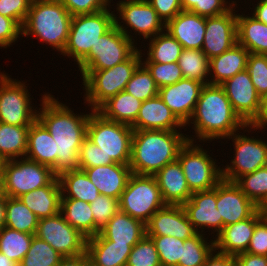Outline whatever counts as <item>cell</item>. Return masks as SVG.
Returning <instances> with one entry per match:
<instances>
[{
  "label": "cell",
  "instance_id": "25",
  "mask_svg": "<svg viewBox=\"0 0 267 266\" xmlns=\"http://www.w3.org/2000/svg\"><path fill=\"white\" fill-rule=\"evenodd\" d=\"M83 170L90 181L96 186L101 195L120 199L132 174L129 165L114 163Z\"/></svg>",
  "mask_w": 267,
  "mask_h": 266
},
{
  "label": "cell",
  "instance_id": "56",
  "mask_svg": "<svg viewBox=\"0 0 267 266\" xmlns=\"http://www.w3.org/2000/svg\"><path fill=\"white\" fill-rule=\"evenodd\" d=\"M166 24L182 11L181 0H147Z\"/></svg>",
  "mask_w": 267,
  "mask_h": 266
},
{
  "label": "cell",
  "instance_id": "24",
  "mask_svg": "<svg viewBox=\"0 0 267 266\" xmlns=\"http://www.w3.org/2000/svg\"><path fill=\"white\" fill-rule=\"evenodd\" d=\"M206 29V17L182 10L165 24V31L174 37L183 49L201 50Z\"/></svg>",
  "mask_w": 267,
  "mask_h": 266
},
{
  "label": "cell",
  "instance_id": "43",
  "mask_svg": "<svg viewBox=\"0 0 267 266\" xmlns=\"http://www.w3.org/2000/svg\"><path fill=\"white\" fill-rule=\"evenodd\" d=\"M234 183L258 206L267 196V166L239 177Z\"/></svg>",
  "mask_w": 267,
  "mask_h": 266
},
{
  "label": "cell",
  "instance_id": "35",
  "mask_svg": "<svg viewBox=\"0 0 267 266\" xmlns=\"http://www.w3.org/2000/svg\"><path fill=\"white\" fill-rule=\"evenodd\" d=\"M60 213L66 222L85 237L94 236V217L88 202L74 198H61Z\"/></svg>",
  "mask_w": 267,
  "mask_h": 266
},
{
  "label": "cell",
  "instance_id": "51",
  "mask_svg": "<svg viewBox=\"0 0 267 266\" xmlns=\"http://www.w3.org/2000/svg\"><path fill=\"white\" fill-rule=\"evenodd\" d=\"M72 15L91 14L111 7L107 0H59Z\"/></svg>",
  "mask_w": 267,
  "mask_h": 266
},
{
  "label": "cell",
  "instance_id": "31",
  "mask_svg": "<svg viewBox=\"0 0 267 266\" xmlns=\"http://www.w3.org/2000/svg\"><path fill=\"white\" fill-rule=\"evenodd\" d=\"M38 219L55 216L60 212L61 186L56 176L47 186L18 197Z\"/></svg>",
  "mask_w": 267,
  "mask_h": 266
},
{
  "label": "cell",
  "instance_id": "48",
  "mask_svg": "<svg viewBox=\"0 0 267 266\" xmlns=\"http://www.w3.org/2000/svg\"><path fill=\"white\" fill-rule=\"evenodd\" d=\"M151 73L158 88L175 84L184 78L177 62L174 63H155L141 62Z\"/></svg>",
  "mask_w": 267,
  "mask_h": 266
},
{
  "label": "cell",
  "instance_id": "17",
  "mask_svg": "<svg viewBox=\"0 0 267 266\" xmlns=\"http://www.w3.org/2000/svg\"><path fill=\"white\" fill-rule=\"evenodd\" d=\"M221 86L234 112L246 125H250L258 116L261 97L256 92L249 72L247 70L239 72Z\"/></svg>",
  "mask_w": 267,
  "mask_h": 266
},
{
  "label": "cell",
  "instance_id": "47",
  "mask_svg": "<svg viewBox=\"0 0 267 266\" xmlns=\"http://www.w3.org/2000/svg\"><path fill=\"white\" fill-rule=\"evenodd\" d=\"M89 204L94 217V236H96L119 210V200L100 194Z\"/></svg>",
  "mask_w": 267,
  "mask_h": 266
},
{
  "label": "cell",
  "instance_id": "34",
  "mask_svg": "<svg viewBox=\"0 0 267 266\" xmlns=\"http://www.w3.org/2000/svg\"><path fill=\"white\" fill-rule=\"evenodd\" d=\"M58 179L61 198H74L91 203L100 195L96 186L81 169L65 171L58 176Z\"/></svg>",
  "mask_w": 267,
  "mask_h": 266
},
{
  "label": "cell",
  "instance_id": "21",
  "mask_svg": "<svg viewBox=\"0 0 267 266\" xmlns=\"http://www.w3.org/2000/svg\"><path fill=\"white\" fill-rule=\"evenodd\" d=\"M204 84L182 78L175 84L159 88L158 95L185 125L191 118Z\"/></svg>",
  "mask_w": 267,
  "mask_h": 266
},
{
  "label": "cell",
  "instance_id": "4",
  "mask_svg": "<svg viewBox=\"0 0 267 266\" xmlns=\"http://www.w3.org/2000/svg\"><path fill=\"white\" fill-rule=\"evenodd\" d=\"M72 15L59 0H32L22 27V36L34 37L63 52L69 35Z\"/></svg>",
  "mask_w": 267,
  "mask_h": 266
},
{
  "label": "cell",
  "instance_id": "19",
  "mask_svg": "<svg viewBox=\"0 0 267 266\" xmlns=\"http://www.w3.org/2000/svg\"><path fill=\"white\" fill-rule=\"evenodd\" d=\"M146 236H173L180 240L192 238L198 232L182 205H165L145 224Z\"/></svg>",
  "mask_w": 267,
  "mask_h": 266
},
{
  "label": "cell",
  "instance_id": "44",
  "mask_svg": "<svg viewBox=\"0 0 267 266\" xmlns=\"http://www.w3.org/2000/svg\"><path fill=\"white\" fill-rule=\"evenodd\" d=\"M125 91L144 102L147 99L154 98L158 95L157 87L151 73L141 63L134 71L131 79L128 81Z\"/></svg>",
  "mask_w": 267,
  "mask_h": 266
},
{
  "label": "cell",
  "instance_id": "64",
  "mask_svg": "<svg viewBox=\"0 0 267 266\" xmlns=\"http://www.w3.org/2000/svg\"><path fill=\"white\" fill-rule=\"evenodd\" d=\"M0 266H18V264L11 261L6 255L0 252Z\"/></svg>",
  "mask_w": 267,
  "mask_h": 266
},
{
  "label": "cell",
  "instance_id": "41",
  "mask_svg": "<svg viewBox=\"0 0 267 266\" xmlns=\"http://www.w3.org/2000/svg\"><path fill=\"white\" fill-rule=\"evenodd\" d=\"M67 262L47 242L34 235L26 256L18 266H64Z\"/></svg>",
  "mask_w": 267,
  "mask_h": 266
},
{
  "label": "cell",
  "instance_id": "55",
  "mask_svg": "<svg viewBox=\"0 0 267 266\" xmlns=\"http://www.w3.org/2000/svg\"><path fill=\"white\" fill-rule=\"evenodd\" d=\"M232 1L233 0H200V6H195L191 12L204 17L218 16L229 11L234 6Z\"/></svg>",
  "mask_w": 267,
  "mask_h": 266
},
{
  "label": "cell",
  "instance_id": "7",
  "mask_svg": "<svg viewBox=\"0 0 267 266\" xmlns=\"http://www.w3.org/2000/svg\"><path fill=\"white\" fill-rule=\"evenodd\" d=\"M115 10L109 8L91 14L72 16L68 40L59 55L74 59L79 65L90 53L99 37L115 25Z\"/></svg>",
  "mask_w": 267,
  "mask_h": 266
},
{
  "label": "cell",
  "instance_id": "13",
  "mask_svg": "<svg viewBox=\"0 0 267 266\" xmlns=\"http://www.w3.org/2000/svg\"><path fill=\"white\" fill-rule=\"evenodd\" d=\"M115 8V25L134 43L136 35L146 41L165 30L164 22L147 0H119Z\"/></svg>",
  "mask_w": 267,
  "mask_h": 266
},
{
  "label": "cell",
  "instance_id": "2",
  "mask_svg": "<svg viewBox=\"0 0 267 266\" xmlns=\"http://www.w3.org/2000/svg\"><path fill=\"white\" fill-rule=\"evenodd\" d=\"M190 124H193L191 129L195 131L193 133L196 136L186 137L188 141L195 143L196 140L200 143L225 140L246 126L234 112L223 87L213 84L203 86L193 114L185 124V131Z\"/></svg>",
  "mask_w": 267,
  "mask_h": 266
},
{
  "label": "cell",
  "instance_id": "68",
  "mask_svg": "<svg viewBox=\"0 0 267 266\" xmlns=\"http://www.w3.org/2000/svg\"><path fill=\"white\" fill-rule=\"evenodd\" d=\"M3 194V183H2V175H0V195Z\"/></svg>",
  "mask_w": 267,
  "mask_h": 266
},
{
  "label": "cell",
  "instance_id": "6",
  "mask_svg": "<svg viewBox=\"0 0 267 266\" xmlns=\"http://www.w3.org/2000/svg\"><path fill=\"white\" fill-rule=\"evenodd\" d=\"M133 129L130 125L105 119L94 110L89 117L86 138L107 157V165H129Z\"/></svg>",
  "mask_w": 267,
  "mask_h": 266
},
{
  "label": "cell",
  "instance_id": "27",
  "mask_svg": "<svg viewBox=\"0 0 267 266\" xmlns=\"http://www.w3.org/2000/svg\"><path fill=\"white\" fill-rule=\"evenodd\" d=\"M133 246L115 244L99 233L87 239L85 261L89 266H126Z\"/></svg>",
  "mask_w": 267,
  "mask_h": 266
},
{
  "label": "cell",
  "instance_id": "61",
  "mask_svg": "<svg viewBox=\"0 0 267 266\" xmlns=\"http://www.w3.org/2000/svg\"><path fill=\"white\" fill-rule=\"evenodd\" d=\"M6 195H0V229L5 226L6 222Z\"/></svg>",
  "mask_w": 267,
  "mask_h": 266
},
{
  "label": "cell",
  "instance_id": "57",
  "mask_svg": "<svg viewBox=\"0 0 267 266\" xmlns=\"http://www.w3.org/2000/svg\"><path fill=\"white\" fill-rule=\"evenodd\" d=\"M235 258L241 266H267V256L254 255L248 252L237 254Z\"/></svg>",
  "mask_w": 267,
  "mask_h": 266
},
{
  "label": "cell",
  "instance_id": "12",
  "mask_svg": "<svg viewBox=\"0 0 267 266\" xmlns=\"http://www.w3.org/2000/svg\"><path fill=\"white\" fill-rule=\"evenodd\" d=\"M27 81L12 79L0 71V122L30 126L37 119L39 107H33ZM35 108V109H34Z\"/></svg>",
  "mask_w": 267,
  "mask_h": 266
},
{
  "label": "cell",
  "instance_id": "14",
  "mask_svg": "<svg viewBox=\"0 0 267 266\" xmlns=\"http://www.w3.org/2000/svg\"><path fill=\"white\" fill-rule=\"evenodd\" d=\"M55 177L50 167L25 157L7 160L2 174L3 193L7 197L18 198L22 194L47 186Z\"/></svg>",
  "mask_w": 267,
  "mask_h": 266
},
{
  "label": "cell",
  "instance_id": "26",
  "mask_svg": "<svg viewBox=\"0 0 267 266\" xmlns=\"http://www.w3.org/2000/svg\"><path fill=\"white\" fill-rule=\"evenodd\" d=\"M154 177L166 205H183L190 199L192 192L178 159L166 164Z\"/></svg>",
  "mask_w": 267,
  "mask_h": 266
},
{
  "label": "cell",
  "instance_id": "59",
  "mask_svg": "<svg viewBox=\"0 0 267 266\" xmlns=\"http://www.w3.org/2000/svg\"><path fill=\"white\" fill-rule=\"evenodd\" d=\"M250 125L257 127L261 132L264 128L267 129V93L260 98L258 116Z\"/></svg>",
  "mask_w": 267,
  "mask_h": 266
},
{
  "label": "cell",
  "instance_id": "5",
  "mask_svg": "<svg viewBox=\"0 0 267 266\" xmlns=\"http://www.w3.org/2000/svg\"><path fill=\"white\" fill-rule=\"evenodd\" d=\"M143 49H137L127 60L109 69L78 70L81 74L84 103L97 110L110 97L125 91L128 81L145 57ZM143 55V56H142Z\"/></svg>",
  "mask_w": 267,
  "mask_h": 266
},
{
  "label": "cell",
  "instance_id": "28",
  "mask_svg": "<svg viewBox=\"0 0 267 266\" xmlns=\"http://www.w3.org/2000/svg\"><path fill=\"white\" fill-rule=\"evenodd\" d=\"M249 54L245 47L236 43L221 55L209 59V84L221 85L246 70Z\"/></svg>",
  "mask_w": 267,
  "mask_h": 266
},
{
  "label": "cell",
  "instance_id": "15",
  "mask_svg": "<svg viewBox=\"0 0 267 266\" xmlns=\"http://www.w3.org/2000/svg\"><path fill=\"white\" fill-rule=\"evenodd\" d=\"M116 25L99 37L89 55L77 66L78 70H103L127 60L139 47Z\"/></svg>",
  "mask_w": 267,
  "mask_h": 266
},
{
  "label": "cell",
  "instance_id": "42",
  "mask_svg": "<svg viewBox=\"0 0 267 266\" xmlns=\"http://www.w3.org/2000/svg\"><path fill=\"white\" fill-rule=\"evenodd\" d=\"M208 236L206 238L205 234L197 233L192 238L184 240L182 259L179 260L178 266H203L215 249L214 238L209 241Z\"/></svg>",
  "mask_w": 267,
  "mask_h": 266
},
{
  "label": "cell",
  "instance_id": "18",
  "mask_svg": "<svg viewBox=\"0 0 267 266\" xmlns=\"http://www.w3.org/2000/svg\"><path fill=\"white\" fill-rule=\"evenodd\" d=\"M182 206L198 233L207 235L209 232V236L215 238L222 231V218H219L216 208V186L210 190L192 193L190 199Z\"/></svg>",
  "mask_w": 267,
  "mask_h": 266
},
{
  "label": "cell",
  "instance_id": "38",
  "mask_svg": "<svg viewBox=\"0 0 267 266\" xmlns=\"http://www.w3.org/2000/svg\"><path fill=\"white\" fill-rule=\"evenodd\" d=\"M38 220L19 198L6 197V227L35 235Z\"/></svg>",
  "mask_w": 267,
  "mask_h": 266
},
{
  "label": "cell",
  "instance_id": "9",
  "mask_svg": "<svg viewBox=\"0 0 267 266\" xmlns=\"http://www.w3.org/2000/svg\"><path fill=\"white\" fill-rule=\"evenodd\" d=\"M207 150L187 140L178 152L177 159L192 193L213 189L222 180V167L217 165L220 162Z\"/></svg>",
  "mask_w": 267,
  "mask_h": 266
},
{
  "label": "cell",
  "instance_id": "32",
  "mask_svg": "<svg viewBox=\"0 0 267 266\" xmlns=\"http://www.w3.org/2000/svg\"><path fill=\"white\" fill-rule=\"evenodd\" d=\"M249 15L237 13L238 43L250 53L267 55V24Z\"/></svg>",
  "mask_w": 267,
  "mask_h": 266
},
{
  "label": "cell",
  "instance_id": "23",
  "mask_svg": "<svg viewBox=\"0 0 267 266\" xmlns=\"http://www.w3.org/2000/svg\"><path fill=\"white\" fill-rule=\"evenodd\" d=\"M262 218L256 210L249 218L223 227L222 231L214 238L215 250L232 256L246 252L254 233L255 225Z\"/></svg>",
  "mask_w": 267,
  "mask_h": 266
},
{
  "label": "cell",
  "instance_id": "16",
  "mask_svg": "<svg viewBox=\"0 0 267 266\" xmlns=\"http://www.w3.org/2000/svg\"><path fill=\"white\" fill-rule=\"evenodd\" d=\"M236 8L238 7L233 6L221 15L206 17V29L201 50L208 59L221 55L238 43L236 13L238 11L235 10Z\"/></svg>",
  "mask_w": 267,
  "mask_h": 266
},
{
  "label": "cell",
  "instance_id": "45",
  "mask_svg": "<svg viewBox=\"0 0 267 266\" xmlns=\"http://www.w3.org/2000/svg\"><path fill=\"white\" fill-rule=\"evenodd\" d=\"M155 244L162 266H178L184 240L173 236H148Z\"/></svg>",
  "mask_w": 267,
  "mask_h": 266
},
{
  "label": "cell",
  "instance_id": "3",
  "mask_svg": "<svg viewBox=\"0 0 267 266\" xmlns=\"http://www.w3.org/2000/svg\"><path fill=\"white\" fill-rule=\"evenodd\" d=\"M183 131L134 130L129 167L132 173L155 175L166 164L177 159L187 142Z\"/></svg>",
  "mask_w": 267,
  "mask_h": 266
},
{
  "label": "cell",
  "instance_id": "36",
  "mask_svg": "<svg viewBox=\"0 0 267 266\" xmlns=\"http://www.w3.org/2000/svg\"><path fill=\"white\" fill-rule=\"evenodd\" d=\"M29 127L0 122V155L5 161L25 157Z\"/></svg>",
  "mask_w": 267,
  "mask_h": 266
},
{
  "label": "cell",
  "instance_id": "60",
  "mask_svg": "<svg viewBox=\"0 0 267 266\" xmlns=\"http://www.w3.org/2000/svg\"><path fill=\"white\" fill-rule=\"evenodd\" d=\"M255 6L253 5L254 10L249 13L256 20L267 24V0H257Z\"/></svg>",
  "mask_w": 267,
  "mask_h": 266
},
{
  "label": "cell",
  "instance_id": "33",
  "mask_svg": "<svg viewBox=\"0 0 267 266\" xmlns=\"http://www.w3.org/2000/svg\"><path fill=\"white\" fill-rule=\"evenodd\" d=\"M142 103L126 91H121L105 101L96 111L107 120L131 126L136 121Z\"/></svg>",
  "mask_w": 267,
  "mask_h": 266
},
{
  "label": "cell",
  "instance_id": "11",
  "mask_svg": "<svg viewBox=\"0 0 267 266\" xmlns=\"http://www.w3.org/2000/svg\"><path fill=\"white\" fill-rule=\"evenodd\" d=\"M35 236L47 242L68 262L85 260L88 238L66 222L60 212L39 219Z\"/></svg>",
  "mask_w": 267,
  "mask_h": 266
},
{
  "label": "cell",
  "instance_id": "50",
  "mask_svg": "<svg viewBox=\"0 0 267 266\" xmlns=\"http://www.w3.org/2000/svg\"><path fill=\"white\" fill-rule=\"evenodd\" d=\"M107 165V157L101 149L85 138L79 151V168H92Z\"/></svg>",
  "mask_w": 267,
  "mask_h": 266
},
{
  "label": "cell",
  "instance_id": "53",
  "mask_svg": "<svg viewBox=\"0 0 267 266\" xmlns=\"http://www.w3.org/2000/svg\"><path fill=\"white\" fill-rule=\"evenodd\" d=\"M21 35L22 27L14 19L0 14V49L12 47Z\"/></svg>",
  "mask_w": 267,
  "mask_h": 266
},
{
  "label": "cell",
  "instance_id": "49",
  "mask_svg": "<svg viewBox=\"0 0 267 266\" xmlns=\"http://www.w3.org/2000/svg\"><path fill=\"white\" fill-rule=\"evenodd\" d=\"M246 70L257 94L262 97L267 93V55L250 53Z\"/></svg>",
  "mask_w": 267,
  "mask_h": 266
},
{
  "label": "cell",
  "instance_id": "10",
  "mask_svg": "<svg viewBox=\"0 0 267 266\" xmlns=\"http://www.w3.org/2000/svg\"><path fill=\"white\" fill-rule=\"evenodd\" d=\"M165 205L154 175L132 173L119 199V210L144 224Z\"/></svg>",
  "mask_w": 267,
  "mask_h": 266
},
{
  "label": "cell",
  "instance_id": "54",
  "mask_svg": "<svg viewBox=\"0 0 267 266\" xmlns=\"http://www.w3.org/2000/svg\"><path fill=\"white\" fill-rule=\"evenodd\" d=\"M246 252L267 256V219L262 218L255 225V230Z\"/></svg>",
  "mask_w": 267,
  "mask_h": 266
},
{
  "label": "cell",
  "instance_id": "52",
  "mask_svg": "<svg viewBox=\"0 0 267 266\" xmlns=\"http://www.w3.org/2000/svg\"><path fill=\"white\" fill-rule=\"evenodd\" d=\"M32 0H0V14L2 16L14 19L23 27Z\"/></svg>",
  "mask_w": 267,
  "mask_h": 266
},
{
  "label": "cell",
  "instance_id": "69",
  "mask_svg": "<svg viewBox=\"0 0 267 266\" xmlns=\"http://www.w3.org/2000/svg\"><path fill=\"white\" fill-rule=\"evenodd\" d=\"M232 3L234 4V6H237L238 4V2H236L235 0L234 1H232ZM245 4H246V0H245Z\"/></svg>",
  "mask_w": 267,
  "mask_h": 266
},
{
  "label": "cell",
  "instance_id": "62",
  "mask_svg": "<svg viewBox=\"0 0 267 266\" xmlns=\"http://www.w3.org/2000/svg\"><path fill=\"white\" fill-rule=\"evenodd\" d=\"M182 10L191 11L195 6H200V0H181Z\"/></svg>",
  "mask_w": 267,
  "mask_h": 266
},
{
  "label": "cell",
  "instance_id": "65",
  "mask_svg": "<svg viewBox=\"0 0 267 266\" xmlns=\"http://www.w3.org/2000/svg\"><path fill=\"white\" fill-rule=\"evenodd\" d=\"M64 266H89V264L83 260L78 262H67Z\"/></svg>",
  "mask_w": 267,
  "mask_h": 266
},
{
  "label": "cell",
  "instance_id": "22",
  "mask_svg": "<svg viewBox=\"0 0 267 266\" xmlns=\"http://www.w3.org/2000/svg\"><path fill=\"white\" fill-rule=\"evenodd\" d=\"M131 127L133 130L181 131L184 129L185 131V125L175 116L159 95L142 103L136 121Z\"/></svg>",
  "mask_w": 267,
  "mask_h": 266
},
{
  "label": "cell",
  "instance_id": "67",
  "mask_svg": "<svg viewBox=\"0 0 267 266\" xmlns=\"http://www.w3.org/2000/svg\"><path fill=\"white\" fill-rule=\"evenodd\" d=\"M228 266H241V264L239 263V261L234 258L229 264Z\"/></svg>",
  "mask_w": 267,
  "mask_h": 266
},
{
  "label": "cell",
  "instance_id": "20",
  "mask_svg": "<svg viewBox=\"0 0 267 266\" xmlns=\"http://www.w3.org/2000/svg\"><path fill=\"white\" fill-rule=\"evenodd\" d=\"M216 208L222 218V229L249 218L257 210L234 182L223 179L216 185Z\"/></svg>",
  "mask_w": 267,
  "mask_h": 266
},
{
  "label": "cell",
  "instance_id": "63",
  "mask_svg": "<svg viewBox=\"0 0 267 266\" xmlns=\"http://www.w3.org/2000/svg\"><path fill=\"white\" fill-rule=\"evenodd\" d=\"M257 211L263 218H267V196L263 199V201L257 206Z\"/></svg>",
  "mask_w": 267,
  "mask_h": 266
},
{
  "label": "cell",
  "instance_id": "40",
  "mask_svg": "<svg viewBox=\"0 0 267 266\" xmlns=\"http://www.w3.org/2000/svg\"><path fill=\"white\" fill-rule=\"evenodd\" d=\"M34 234L23 233L6 226L0 229V252L19 265L26 256Z\"/></svg>",
  "mask_w": 267,
  "mask_h": 266
},
{
  "label": "cell",
  "instance_id": "1",
  "mask_svg": "<svg viewBox=\"0 0 267 266\" xmlns=\"http://www.w3.org/2000/svg\"><path fill=\"white\" fill-rule=\"evenodd\" d=\"M49 92L41 95L37 119L45 126L56 142V176L79 169V151L86 138L90 114L74 113L66 103L58 101Z\"/></svg>",
  "mask_w": 267,
  "mask_h": 266
},
{
  "label": "cell",
  "instance_id": "58",
  "mask_svg": "<svg viewBox=\"0 0 267 266\" xmlns=\"http://www.w3.org/2000/svg\"><path fill=\"white\" fill-rule=\"evenodd\" d=\"M235 258V256L223 254L213 250L207 257L203 266H228V264Z\"/></svg>",
  "mask_w": 267,
  "mask_h": 266
},
{
  "label": "cell",
  "instance_id": "39",
  "mask_svg": "<svg viewBox=\"0 0 267 266\" xmlns=\"http://www.w3.org/2000/svg\"><path fill=\"white\" fill-rule=\"evenodd\" d=\"M177 63L184 78L209 84V59L202 50L183 49Z\"/></svg>",
  "mask_w": 267,
  "mask_h": 266
},
{
  "label": "cell",
  "instance_id": "29",
  "mask_svg": "<svg viewBox=\"0 0 267 266\" xmlns=\"http://www.w3.org/2000/svg\"><path fill=\"white\" fill-rule=\"evenodd\" d=\"M51 134L36 119L29 127L25 158L50 167L56 175V146Z\"/></svg>",
  "mask_w": 267,
  "mask_h": 266
},
{
  "label": "cell",
  "instance_id": "30",
  "mask_svg": "<svg viewBox=\"0 0 267 266\" xmlns=\"http://www.w3.org/2000/svg\"><path fill=\"white\" fill-rule=\"evenodd\" d=\"M100 234L115 244L135 245L146 235V227L142 221L118 210Z\"/></svg>",
  "mask_w": 267,
  "mask_h": 266
},
{
  "label": "cell",
  "instance_id": "37",
  "mask_svg": "<svg viewBox=\"0 0 267 266\" xmlns=\"http://www.w3.org/2000/svg\"><path fill=\"white\" fill-rule=\"evenodd\" d=\"M147 56L141 58V62L174 63L178 62L182 53V45L172 37L167 31L158 33L148 39Z\"/></svg>",
  "mask_w": 267,
  "mask_h": 266
},
{
  "label": "cell",
  "instance_id": "66",
  "mask_svg": "<svg viewBox=\"0 0 267 266\" xmlns=\"http://www.w3.org/2000/svg\"><path fill=\"white\" fill-rule=\"evenodd\" d=\"M5 159L0 155V175L3 174Z\"/></svg>",
  "mask_w": 267,
  "mask_h": 266
},
{
  "label": "cell",
  "instance_id": "46",
  "mask_svg": "<svg viewBox=\"0 0 267 266\" xmlns=\"http://www.w3.org/2000/svg\"><path fill=\"white\" fill-rule=\"evenodd\" d=\"M126 266H162L155 244L150 237L145 235L132 247Z\"/></svg>",
  "mask_w": 267,
  "mask_h": 266
},
{
  "label": "cell",
  "instance_id": "8",
  "mask_svg": "<svg viewBox=\"0 0 267 266\" xmlns=\"http://www.w3.org/2000/svg\"><path fill=\"white\" fill-rule=\"evenodd\" d=\"M259 131L257 127L246 125L239 133L236 132L226 139H231V145L234 148L233 159L227 162V165L222 166V179L235 182L239 177L253 173L258 168L267 166V140L249 136L251 131ZM249 135H245V133Z\"/></svg>",
  "mask_w": 267,
  "mask_h": 266
}]
</instances>
